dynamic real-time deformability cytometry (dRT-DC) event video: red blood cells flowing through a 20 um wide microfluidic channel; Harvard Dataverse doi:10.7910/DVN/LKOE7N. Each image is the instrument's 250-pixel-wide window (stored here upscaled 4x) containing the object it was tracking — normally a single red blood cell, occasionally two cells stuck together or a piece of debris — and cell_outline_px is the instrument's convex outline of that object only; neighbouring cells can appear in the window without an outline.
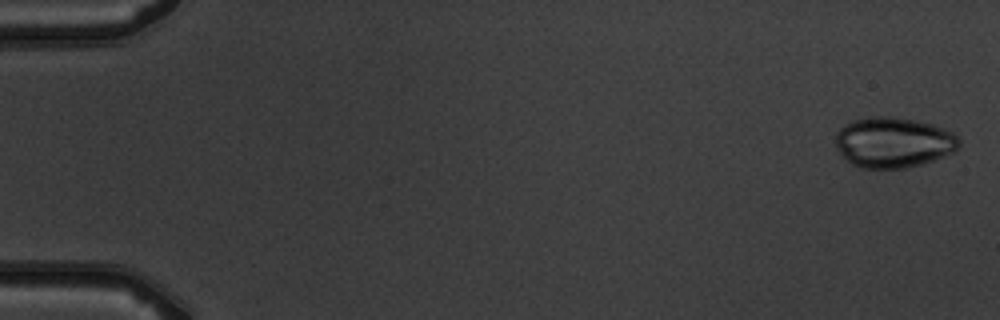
{"species": "common noctule bat (a hibernating species)", "species_latin": "Nyctalus noctula", "temperature_condition": "warm", "stored_images_in_passage": 3, "camera_frame_rate_fps": 3000, "um_per_image_px": 0.085, "animal": {"sex": "male", "body_mass_g": 19.5, "forearm_length_mm": 54.6}, "frame": {"image": 1, "passage_image": 1, "time_ms": 0.0, "image_size_px": [1000, 320], "cell_outline_px": [[960, 144], [952, 152], [944, 156], [920, 164], [904, 168], [864, 168], [852, 164], [836, 148], [836, 132], [844, 124], [852, 120], [872, 116], [892, 116], [932, 124], [952, 132], [960, 140]], "centroid_in_image_um": [75.91, 12.09], "position_along_channel_um": 9.1, "area_um2": 36.07}}